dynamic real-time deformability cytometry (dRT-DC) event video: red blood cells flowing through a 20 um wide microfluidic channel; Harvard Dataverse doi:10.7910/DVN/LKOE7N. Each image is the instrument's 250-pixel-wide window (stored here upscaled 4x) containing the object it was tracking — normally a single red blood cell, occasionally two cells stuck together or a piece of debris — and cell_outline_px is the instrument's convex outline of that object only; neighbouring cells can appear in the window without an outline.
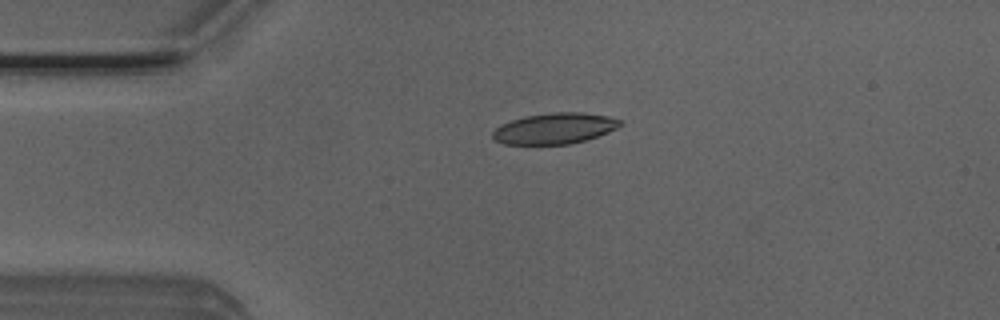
{"species": "Egyptian fruit bat (a non-hibernating species)", "species_latin": "Rousettus aegyptiacus", "temperature_condition": "room temperature", "stored_images_in_passage": 9, "camera_frame_rate_fps": 3000, "um_per_image_px": 0.085, "animal": {"sex": "male"}, "frame": {"image": 1, "passage_image": 4, "time_ms": 1.0, "image_size_px": [1000, 320], "cell_outline_px": [[620, 124], [616, 128], [608, 132], [584, 140], [568, 144], [504, 144], [496, 140], [492, 136], [492, 132], [500, 124], [524, 116], [552, 112], [584, 112], [608, 116], [620, 120]], "centroid_in_image_um": [47.11, 10.91], "position_along_channel_um": 37.9, "area_um2": 22.77}}
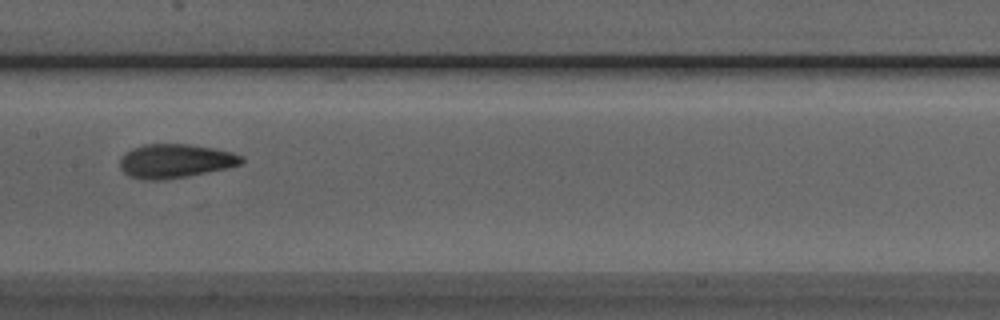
{"frame": {"image": 2, "passage_image": 8, "time_ms": 2.333, "image_size_px": [1000, 320], "cell_outline_px": [[244, 160], [240, 164], [228, 168], [188, 176], [164, 180], [144, 180], [132, 176], [124, 172], [120, 168], [120, 156], [124, 152], [132, 148], [144, 144], [188, 144], [212, 148], [232, 152], [244, 156]], "centroid_in_image_um": [14.89, 13.68], "position_along_channel_um": 192.5, "area_um2": 24.16}}